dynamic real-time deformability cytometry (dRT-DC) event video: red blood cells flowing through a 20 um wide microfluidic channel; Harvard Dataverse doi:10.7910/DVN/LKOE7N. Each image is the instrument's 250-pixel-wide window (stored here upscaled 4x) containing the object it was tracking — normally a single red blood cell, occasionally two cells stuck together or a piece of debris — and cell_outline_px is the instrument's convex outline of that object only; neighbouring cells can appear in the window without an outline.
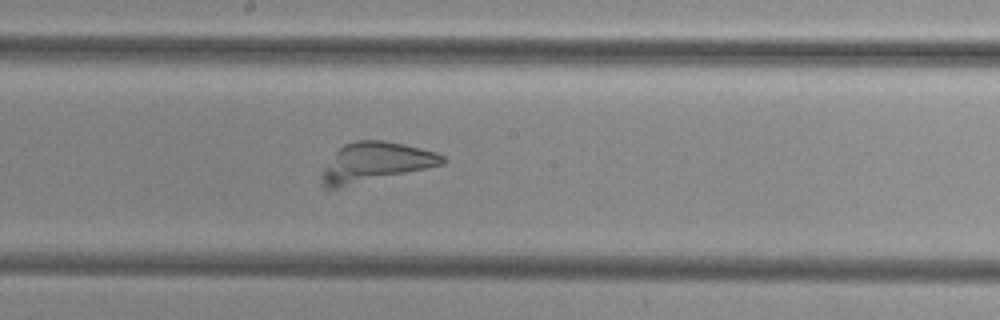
{"species": "common noctule bat (a hibernating species)", "species_latin": "Nyctalus noctula", "temperature_condition": "cold", "stored_images_in_passage": 44, "camera_frame_rate_fps": 3000, "um_per_image_px": 0.085, "animal": {"sex": "female", "body_mass_g": 29.2, "forearm_length_mm": 56.3}, "frame": {"image": 1, "passage_image": 33, "time_ms": 10.667, "image_size_px": [1000, 320], "cell_outline_px": [[448, 160], [444, 164], [428, 168], [340, 188], [324, 188], [320, 184], [320, 176], [324, 168], [336, 152], [344, 144], [356, 140], [384, 140], [404, 144], [436, 152], [444, 156]], "centroid_in_image_um": [31.9, 13.8], "position_along_channel_um": 216.3, "area_um2": 27.92}}
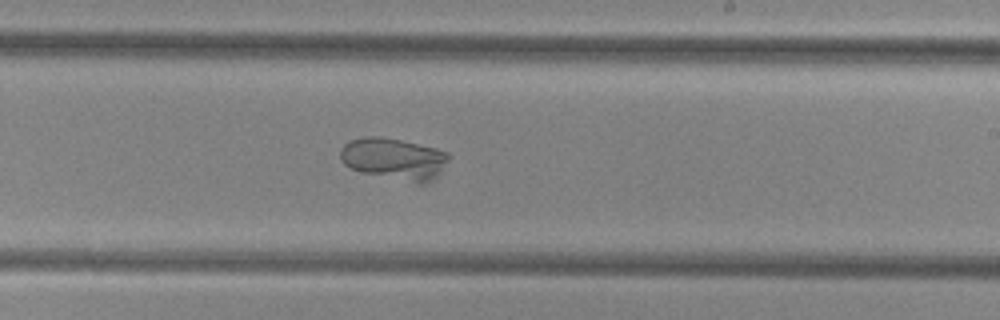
{"frame": {"image": 2, "passage_image": 36, "time_ms": 11.667, "image_size_px": [1000, 320], "cell_outline_px": [[448, 160], [440, 172], [428, 184], [416, 184], [360, 172], [344, 164], [340, 160], [340, 148], [344, 144], [352, 140], [364, 136], [380, 136], [400, 140], [436, 148], [448, 152]], "centroid_in_image_um": [33.48, 13.51], "position_along_channel_um": 255.5, "area_um2": 26.59}}